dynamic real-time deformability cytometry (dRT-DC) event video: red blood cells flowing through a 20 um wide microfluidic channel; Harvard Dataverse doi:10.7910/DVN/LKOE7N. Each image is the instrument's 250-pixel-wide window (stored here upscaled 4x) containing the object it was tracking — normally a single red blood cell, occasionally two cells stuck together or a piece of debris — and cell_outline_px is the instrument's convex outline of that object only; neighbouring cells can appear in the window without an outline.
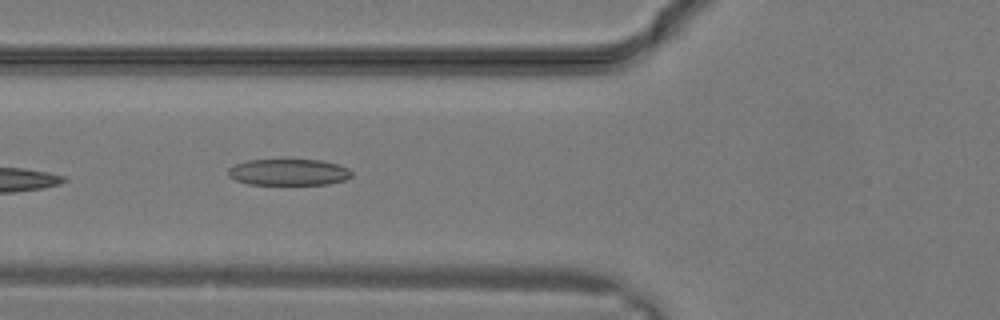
{"species": "common noctule bat (a hibernating species)", "species_latin": "Nyctalus noctula", "temperature_condition": "warm", "stored_images_in_passage": 12, "camera_frame_rate_fps": 3000, "um_per_image_px": 0.085, "animal": {"sex": "male", "body_mass_g": 19.2, "forearm_length_mm": 51.8}, "frame": {"image": 1, "passage_image": 2, "time_ms": 0.333, "image_size_px": [1000, 320], "cell_outline_px": [[352, 176], [344, 180], [328, 184], [248, 184], [236, 180], [228, 176], [228, 168], [232, 164], [248, 160], [320, 160], [336, 164], [348, 168], [352, 172]], "centroid_in_image_um": [24.5, 14.63], "position_along_channel_um": 101.3, "area_um2": 18.96}}
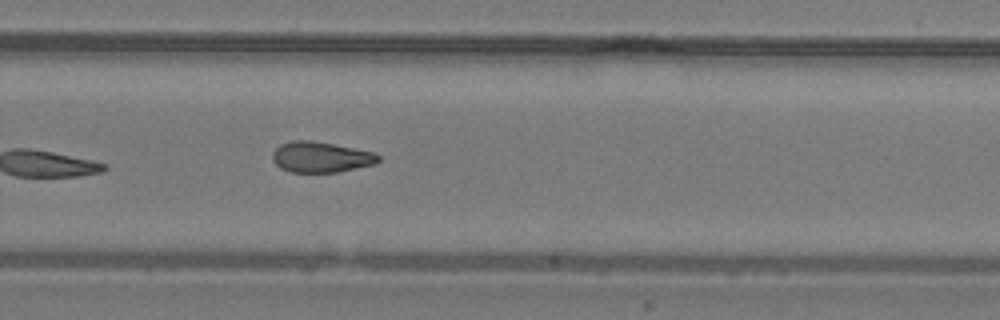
{"frame": {"image": 2, "passage_image": 11, "time_ms": 3.333, "image_size_px": [1000, 320], "cell_outline_px": [[380, 160], [376, 164], [340, 172], [292, 172], [280, 168], [272, 160], [272, 152], [280, 144], [292, 140], [308, 140], [332, 144], [372, 152], [380, 156]], "centroid_in_image_um": [27.26, 13.36], "position_along_channel_um": 302.5, "area_um2": 18.9}}